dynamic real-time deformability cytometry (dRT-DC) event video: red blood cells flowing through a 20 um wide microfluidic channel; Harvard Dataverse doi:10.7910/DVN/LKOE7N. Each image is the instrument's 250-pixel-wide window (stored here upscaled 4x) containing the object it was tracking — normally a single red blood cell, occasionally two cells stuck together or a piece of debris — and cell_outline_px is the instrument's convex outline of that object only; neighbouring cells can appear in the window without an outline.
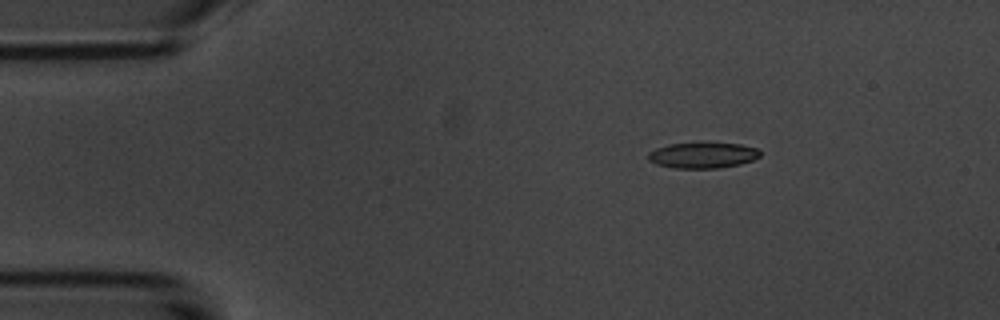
{"species": "common noctule bat (a hibernating species)", "species_latin": "Nyctalus noctula", "temperature_condition": "room temperature", "stored_images_in_passage": 3, "camera_frame_rate_fps": 3000, "um_per_image_px": 0.085, "animal": {"sex": "male", "body_mass_g": 20.1, "forearm_length_mm": 53.5}, "frame": {"image": 1, "passage_image": 1, "time_ms": 0.0, "image_size_px": [1000, 320], "cell_outline_px": [[760, 156], [752, 160], [740, 164], [716, 168], [676, 168], [656, 164], [648, 160], [648, 152], [656, 148], [668, 144], [740, 144], [756, 148], [760, 152]], "centroid_in_image_um": [59.7, 13.21], "position_along_channel_um": 25.3, "area_um2": 16.42}}